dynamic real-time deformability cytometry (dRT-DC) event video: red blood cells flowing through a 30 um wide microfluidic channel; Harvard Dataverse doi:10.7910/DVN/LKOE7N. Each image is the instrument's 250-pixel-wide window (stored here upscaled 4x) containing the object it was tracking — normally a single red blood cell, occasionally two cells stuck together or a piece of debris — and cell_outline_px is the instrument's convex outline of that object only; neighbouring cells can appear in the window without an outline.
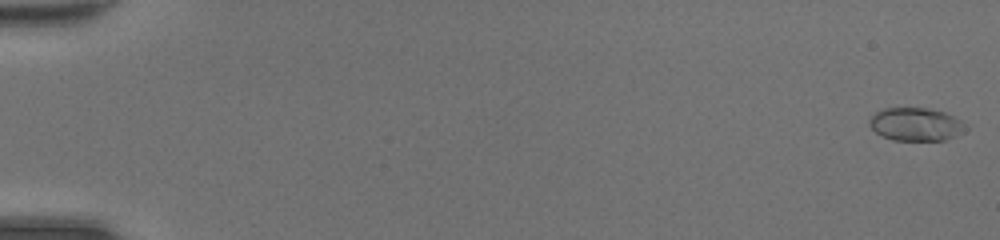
{"species": "common noctule bat (a hibernating species)", "species_latin": "Nyctalus noctula", "temperature_condition": "room temperature", "stored_images_in_passage": 49, "camera_frame_rate_fps": 3000, "um_per_image_px": 0.085, "animal": {"sex": "female", "body_mass_g": 20.0, "forearm_length_mm": 54.0}, "frame": {"image": 1, "passage_image": 2, "time_ms": 0.333, "image_size_px": [1000, 240], "cell_outline_px": [[968, 128], [964, 132], [956, 136], [944, 140], [892, 140], [876, 132], [868, 124], [868, 120], [876, 112], [884, 108], [928, 108], [944, 112], [960, 120]], "centroid_in_image_um": [77.85, 10.56], "position_along_channel_um": 7.2, "area_um2": 18.5}}
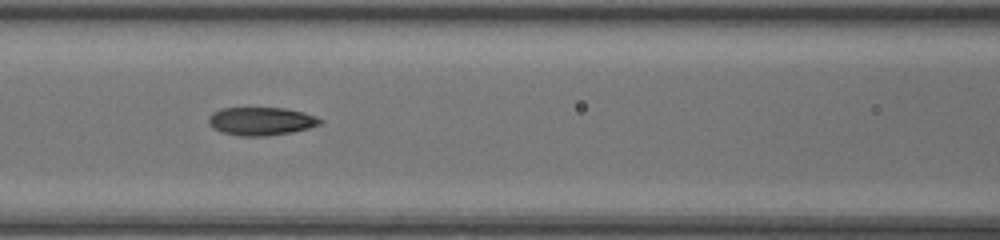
{"frame": {"image": 2, "passage_image": 24, "time_ms": 7.667, "image_size_px": [1000, 240], "cell_outline_px": [[324, 120], [320, 124], [308, 128], [292, 132], [268, 136], [240, 136], [220, 132], [212, 128], [208, 124], [208, 116], [212, 112], [220, 108], [284, 108], [304, 112], [316, 116]], "centroid_in_image_um": [22.16, 10.3], "position_along_channel_um": 144.4, "area_um2": 18.55}}
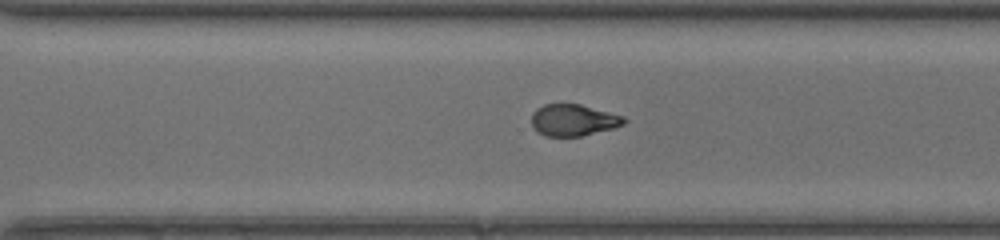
{"frame": {"image": 3, "passage_image": 36, "time_ms": 11.667, "image_size_px": [1000, 240], "cell_outline_px": [[628, 120], [624, 124], [616, 128], [580, 136], [544, 136], [532, 124], [532, 112], [536, 108], [544, 104], [580, 104], [624, 116]], "centroid_in_image_um": [48.77, 10.2], "position_along_channel_um": 321.8, "area_um2": 17.05}, "authors_computed_cell_mechanics": {"area_um2": 17.8024, "velocity_mm_per_s": 4.4541, "shape_relaxation_time_tau1_ms": 5.804, "shape_relaxation_time_tau2_ms": 1.6899, "deformation_change_tau1": 0.172, "deformation_change_tau2": 0.0674}}